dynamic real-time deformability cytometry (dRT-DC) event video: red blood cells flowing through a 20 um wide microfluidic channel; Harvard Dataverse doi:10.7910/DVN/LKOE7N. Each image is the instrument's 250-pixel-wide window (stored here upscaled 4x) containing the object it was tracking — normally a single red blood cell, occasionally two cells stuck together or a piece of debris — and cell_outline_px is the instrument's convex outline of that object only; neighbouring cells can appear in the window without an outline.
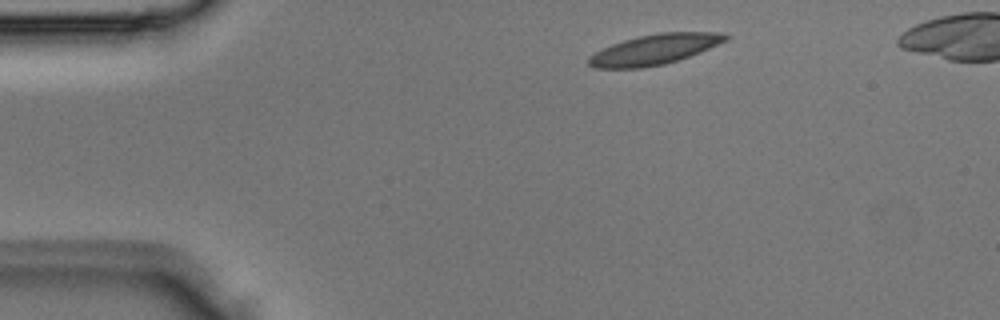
{"species": "Egyptian fruit bat (a non-hibernating species)", "species_latin": "Rousettus aegyptiacus", "temperature_condition": "room temperature", "stored_images_in_passage": 3, "camera_frame_rate_fps": 3000, "um_per_image_px": 0.085, "animal": {"sex": "male"}, "frame": {"image": 1, "passage_image": 1, "time_ms": 0.0, "image_size_px": [1000, 320], "cell_outline_px": [[732, 36], [728, 40], [700, 52], [664, 64], [640, 68], [592, 68], [588, 64], [588, 56], [612, 44], [624, 40], [640, 36], [660, 32], [720, 32]], "centroid_in_image_um": [55.65, 4.2], "position_along_channel_um": 29.4, "area_um2": 23.99}}